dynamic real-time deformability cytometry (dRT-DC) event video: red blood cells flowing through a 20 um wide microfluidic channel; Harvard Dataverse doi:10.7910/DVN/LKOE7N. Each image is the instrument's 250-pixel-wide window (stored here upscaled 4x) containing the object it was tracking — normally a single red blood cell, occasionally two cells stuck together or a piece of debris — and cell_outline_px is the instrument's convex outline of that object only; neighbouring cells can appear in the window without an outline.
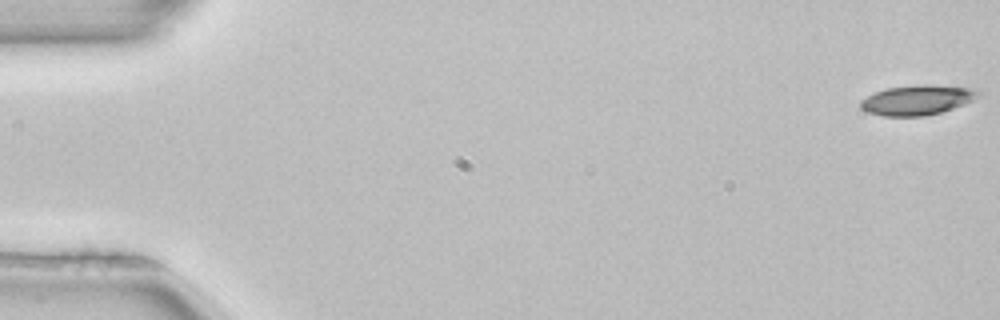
{"species": "common noctule bat (a hibernating species)", "species_latin": "Nyctalus noctula", "temperature_condition": "room temperature", "stored_images_in_passage": 52, "camera_frame_rate_fps": 3000, "um_per_image_px": 0.085, "animal": {"sex": "female", "body_mass_g": 22.7, "forearm_length_mm": 54.2}, "frame": {"image": 1, "passage_image": 1, "time_ms": 0.0, "image_size_px": [1000, 320], "cell_outline_px": [[980, 92], [972, 100], [964, 104], [940, 112], [924, 116], [884, 116], [868, 112], [860, 108], [860, 100], [876, 92], [888, 88], [924, 84], [968, 88]], "centroid_in_image_um": [77.9, 8.51], "position_along_channel_um": 7.1, "area_um2": 20.0}}
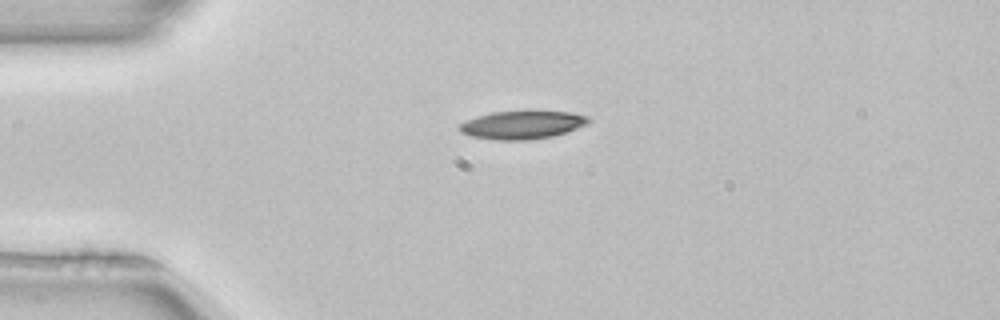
{"frame": {"image": 2, "passage_image": 13, "time_ms": 4.0, "image_size_px": [1000, 320], "cell_outline_px": [[592, 120], [588, 124], [552, 136], [528, 140], [492, 140], [472, 136], [460, 132], [456, 128], [460, 124], [468, 120], [492, 112], [528, 108], [536, 108], [572, 112], [588, 116]], "centroid_in_image_um": [44.43, 10.56], "position_along_channel_um": 40.6, "area_um2": 22.14}}
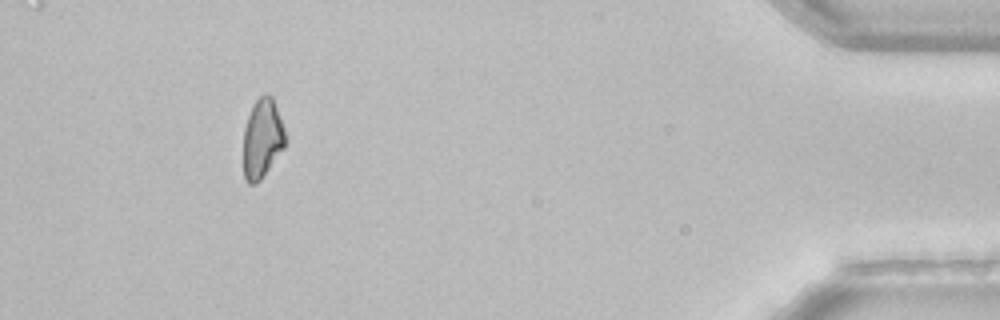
{"frame": {"image": 3, "passage_image": 48, "time_ms": 15.667, "image_size_px": [1000, 320], "cell_outline_px": [[288, 140], [284, 148], [260, 180], [256, 184], [248, 184], [244, 180], [244, 128], [252, 104], [260, 96], [268, 92], [272, 96], [288, 136]], "centroid_in_image_um": [22.32, 11.76], "position_along_channel_um": 412.9, "area_um2": 19.71}, "authors_computed_cell_mechanics": {"area_um2": 20.6635, "velocity_mm_per_s": 3.9892, "shape_relaxation_time_tau1_ms": 5.006, "shape_relaxation_time_tau2_ms": null, "deformation_change_tau1": 0.1383, "deformation_change_tau2": null}}